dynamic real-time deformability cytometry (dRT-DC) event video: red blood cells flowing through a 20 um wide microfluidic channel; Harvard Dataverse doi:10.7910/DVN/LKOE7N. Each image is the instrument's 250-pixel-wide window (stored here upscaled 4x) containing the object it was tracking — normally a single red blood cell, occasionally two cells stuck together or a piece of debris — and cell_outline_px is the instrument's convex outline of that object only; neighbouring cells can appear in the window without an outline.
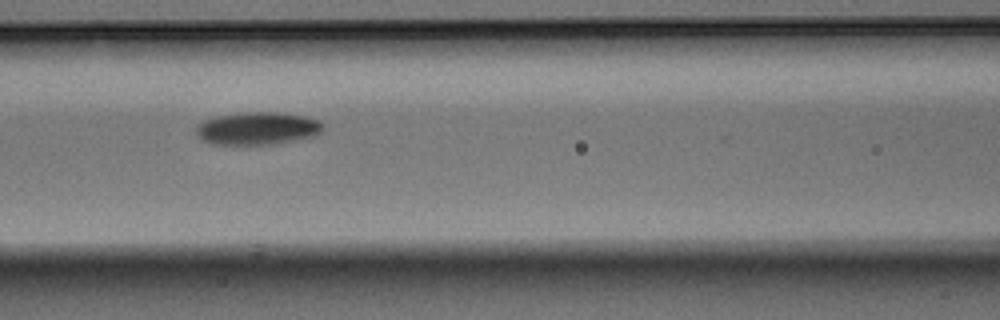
{"species": "Egyptian fruit bat (a non-hibernating species)", "species_latin": "Rousettus aegyptiacus", "temperature_condition": "warm", "stored_images_in_passage": 9, "camera_frame_rate_fps": 3000, "um_per_image_px": 0.085, "animal": {"sex": "male"}, "frame": {"image": 1, "passage_image": 6, "time_ms": 1.667, "image_size_px": [1000, 320], "cell_outline_px": [[324, 128], [316, 136], [296, 140], [272, 144], [208, 144], [200, 140], [196, 136], [196, 124], [204, 120], [216, 116], [248, 112], [276, 112], [308, 116], [320, 120], [324, 124]], "centroid_in_image_um": [21.89, 10.91], "position_along_channel_um": 144.7, "area_um2": 24.57}}
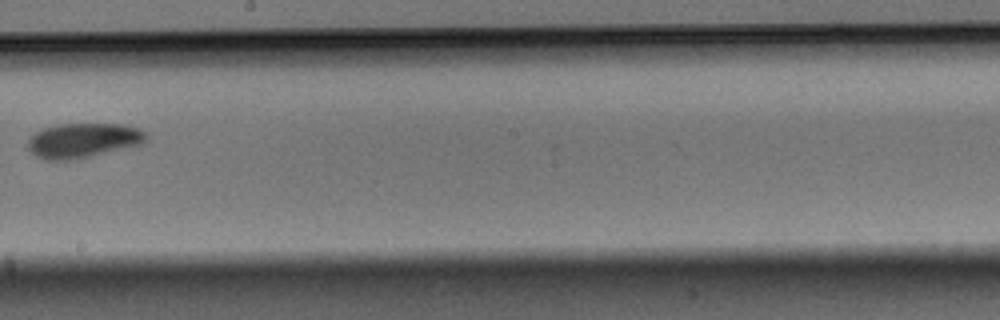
{"frame": {"image": 2, "passage_image": 8, "time_ms": 2.333, "image_size_px": [1000, 320], "cell_outline_px": [[148, 136], [144, 144], [80, 160], [44, 160], [36, 156], [28, 148], [28, 140], [36, 132], [44, 128], [60, 124], [124, 124], [136, 128], [144, 132]], "centroid_in_image_um": [7.1, 11.96], "position_along_channel_um": 241.1, "area_um2": 24.28}}
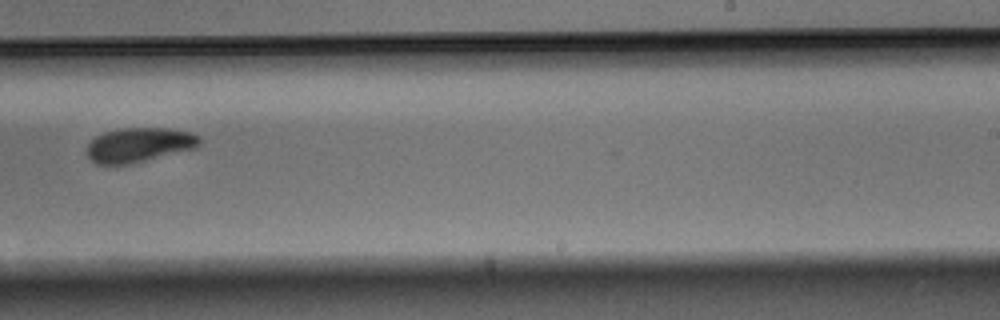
{"frame": {"image": 3, "passage_image": 9, "time_ms": 2.667, "image_size_px": [1000, 320], "cell_outline_px": [[200, 144], [196, 148], [132, 164], [96, 164], [84, 152], [84, 148], [96, 136], [104, 132], [120, 128], [168, 128], [188, 132], [196, 136], [200, 140]], "centroid_in_image_um": [11.77, 12.32], "position_along_channel_um": 277.2, "area_um2": 22.72}}